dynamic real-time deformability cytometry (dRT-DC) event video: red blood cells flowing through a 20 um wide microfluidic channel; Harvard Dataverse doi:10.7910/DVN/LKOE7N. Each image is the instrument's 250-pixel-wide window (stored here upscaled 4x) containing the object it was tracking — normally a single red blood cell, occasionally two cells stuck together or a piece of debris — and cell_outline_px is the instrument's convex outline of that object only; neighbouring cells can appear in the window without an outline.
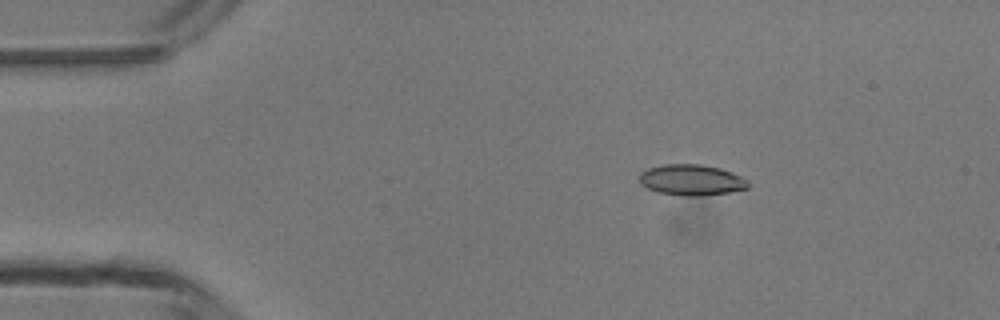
{"species": "common noctule bat (a hibernating species)", "species_latin": "Nyctalus noctula", "temperature_condition": "room temperature", "stored_images_in_passage": 44, "camera_frame_rate_fps": 3000, "um_per_image_px": 0.085, "animal": {"sex": "male", "body_mass_g": 13.3}, "frame": {"image": 1, "passage_image": 3, "time_ms": 0.667, "image_size_px": [1000, 320], "cell_outline_px": [[748, 188], [728, 192], [700, 196], [684, 196], [656, 192], [640, 184], [640, 172], [648, 168], [664, 164], [700, 164], [720, 168], [732, 172], [748, 180]], "centroid_in_image_um": [58.75, 15.29], "position_along_channel_um": 26.2, "area_um2": 19.59}}
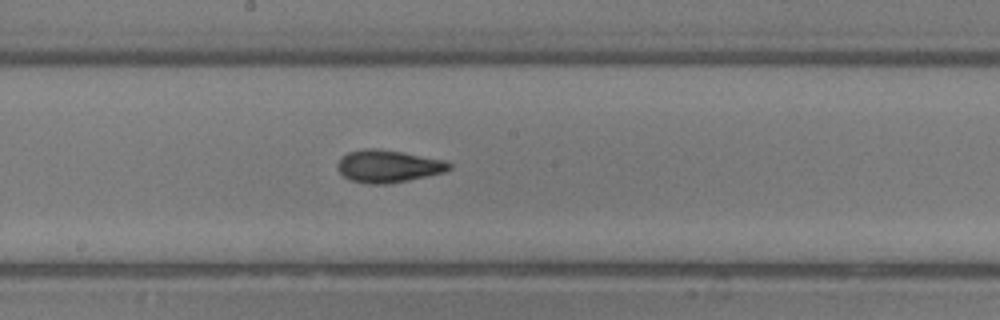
{"frame": {"image": 2, "passage_image": 21, "time_ms": 6.667, "image_size_px": [1000, 320], "cell_outline_px": [[452, 168], [444, 172], [428, 176], [388, 184], [368, 184], [348, 180], [336, 168], [336, 164], [340, 156], [348, 152], [364, 148], [376, 148], [404, 152], [448, 160], [452, 164]], "centroid_in_image_um": [32.99, 14.12], "position_along_channel_um": 215.2, "area_um2": 21.62}}
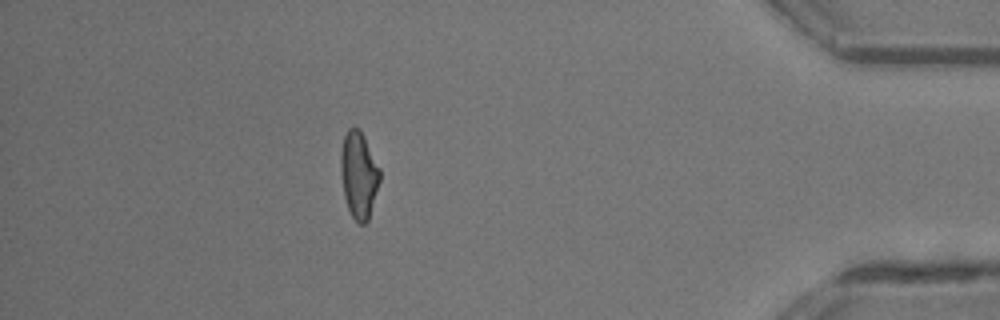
{"frame": {"image": 3, "passage_image": 38, "time_ms": 12.333, "image_size_px": [1000, 320], "cell_outline_px": [[380, 180], [368, 220], [364, 224], [360, 224], [352, 216], [348, 208], [344, 196], [340, 172], [340, 152], [344, 136], [348, 128], [360, 128], [380, 168]], "centroid_in_image_um": [30.49, 14.84], "position_along_channel_um": 404.7, "area_um2": 19.77}, "authors_computed_cell_mechanics": {"area_um2": 19.7965, "velocity_mm_per_s": 4.2323, "shape_relaxation_time_tau1_ms": 4.7829, "shape_relaxation_time_tau2_ms": 1.8076, "deformation_change_tau1": 0.2042, "deformation_change_tau2": 0.0936}}